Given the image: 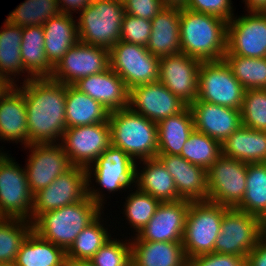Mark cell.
I'll return each mask as SVG.
<instances>
[{"mask_svg": "<svg viewBox=\"0 0 266 266\" xmlns=\"http://www.w3.org/2000/svg\"><path fill=\"white\" fill-rule=\"evenodd\" d=\"M21 83L15 86L25 100L28 141L60 143L66 129V85L51 78H31Z\"/></svg>", "mask_w": 266, "mask_h": 266, "instance_id": "6da1fadb", "label": "cell"}, {"mask_svg": "<svg viewBox=\"0 0 266 266\" xmlns=\"http://www.w3.org/2000/svg\"><path fill=\"white\" fill-rule=\"evenodd\" d=\"M227 23L217 16L180 8L181 52L201 62L223 60Z\"/></svg>", "mask_w": 266, "mask_h": 266, "instance_id": "7a4b0ae2", "label": "cell"}, {"mask_svg": "<svg viewBox=\"0 0 266 266\" xmlns=\"http://www.w3.org/2000/svg\"><path fill=\"white\" fill-rule=\"evenodd\" d=\"M111 145L122 149L135 162L157 158L158 126L129 107L111 111L108 119Z\"/></svg>", "mask_w": 266, "mask_h": 266, "instance_id": "3957f363", "label": "cell"}, {"mask_svg": "<svg viewBox=\"0 0 266 266\" xmlns=\"http://www.w3.org/2000/svg\"><path fill=\"white\" fill-rule=\"evenodd\" d=\"M136 174L137 162L122 149L110 145L93 164L86 168L87 196L103 209L106 199L104 189L109 194L135 189L137 188ZM93 179L96 185L101 186L96 190L91 185Z\"/></svg>", "mask_w": 266, "mask_h": 266, "instance_id": "277c9868", "label": "cell"}, {"mask_svg": "<svg viewBox=\"0 0 266 266\" xmlns=\"http://www.w3.org/2000/svg\"><path fill=\"white\" fill-rule=\"evenodd\" d=\"M104 210L88 196L82 201L41 214L32 224L43 239L67 251L78 234Z\"/></svg>", "mask_w": 266, "mask_h": 266, "instance_id": "5b68a950", "label": "cell"}, {"mask_svg": "<svg viewBox=\"0 0 266 266\" xmlns=\"http://www.w3.org/2000/svg\"><path fill=\"white\" fill-rule=\"evenodd\" d=\"M123 0L90 2L77 19L79 42L110 49L121 39Z\"/></svg>", "mask_w": 266, "mask_h": 266, "instance_id": "8992f818", "label": "cell"}, {"mask_svg": "<svg viewBox=\"0 0 266 266\" xmlns=\"http://www.w3.org/2000/svg\"><path fill=\"white\" fill-rule=\"evenodd\" d=\"M227 209L228 207L210 201L190 203L182 239L188 261L198 255L214 252Z\"/></svg>", "mask_w": 266, "mask_h": 266, "instance_id": "52a82bcc", "label": "cell"}, {"mask_svg": "<svg viewBox=\"0 0 266 266\" xmlns=\"http://www.w3.org/2000/svg\"><path fill=\"white\" fill-rule=\"evenodd\" d=\"M0 149V216L32 222L33 194L25 168Z\"/></svg>", "mask_w": 266, "mask_h": 266, "instance_id": "ba28073f", "label": "cell"}, {"mask_svg": "<svg viewBox=\"0 0 266 266\" xmlns=\"http://www.w3.org/2000/svg\"><path fill=\"white\" fill-rule=\"evenodd\" d=\"M110 68L130 90L136 86L158 82L160 58L145 46L119 41L109 49Z\"/></svg>", "mask_w": 266, "mask_h": 266, "instance_id": "9c48e42d", "label": "cell"}, {"mask_svg": "<svg viewBox=\"0 0 266 266\" xmlns=\"http://www.w3.org/2000/svg\"><path fill=\"white\" fill-rule=\"evenodd\" d=\"M244 92L224 60L200 63L198 100L241 110Z\"/></svg>", "mask_w": 266, "mask_h": 266, "instance_id": "30bf717a", "label": "cell"}, {"mask_svg": "<svg viewBox=\"0 0 266 266\" xmlns=\"http://www.w3.org/2000/svg\"><path fill=\"white\" fill-rule=\"evenodd\" d=\"M262 236L263 221L260 218L228 208L222 218L214 252L247 257Z\"/></svg>", "mask_w": 266, "mask_h": 266, "instance_id": "8fae6325", "label": "cell"}, {"mask_svg": "<svg viewBox=\"0 0 266 266\" xmlns=\"http://www.w3.org/2000/svg\"><path fill=\"white\" fill-rule=\"evenodd\" d=\"M247 163L221 155L207 170L208 201L236 208L246 191Z\"/></svg>", "mask_w": 266, "mask_h": 266, "instance_id": "7c38bea8", "label": "cell"}, {"mask_svg": "<svg viewBox=\"0 0 266 266\" xmlns=\"http://www.w3.org/2000/svg\"><path fill=\"white\" fill-rule=\"evenodd\" d=\"M87 196L86 168L72 166L33 195L32 223L43 213L82 201Z\"/></svg>", "mask_w": 266, "mask_h": 266, "instance_id": "4fadbf2b", "label": "cell"}, {"mask_svg": "<svg viewBox=\"0 0 266 266\" xmlns=\"http://www.w3.org/2000/svg\"><path fill=\"white\" fill-rule=\"evenodd\" d=\"M60 144L72 166L87 168L111 145L109 122L66 128Z\"/></svg>", "mask_w": 266, "mask_h": 266, "instance_id": "5bb4252c", "label": "cell"}, {"mask_svg": "<svg viewBox=\"0 0 266 266\" xmlns=\"http://www.w3.org/2000/svg\"><path fill=\"white\" fill-rule=\"evenodd\" d=\"M224 55L266 57V12H247L228 21Z\"/></svg>", "mask_w": 266, "mask_h": 266, "instance_id": "9a60e30c", "label": "cell"}, {"mask_svg": "<svg viewBox=\"0 0 266 266\" xmlns=\"http://www.w3.org/2000/svg\"><path fill=\"white\" fill-rule=\"evenodd\" d=\"M109 67V49L78 42L54 67L50 78L64 85H73L79 79L99 74Z\"/></svg>", "mask_w": 266, "mask_h": 266, "instance_id": "2e32d148", "label": "cell"}, {"mask_svg": "<svg viewBox=\"0 0 266 266\" xmlns=\"http://www.w3.org/2000/svg\"><path fill=\"white\" fill-rule=\"evenodd\" d=\"M27 148L31 153L27 155L25 170L33 195L72 167L60 143H35L25 146Z\"/></svg>", "mask_w": 266, "mask_h": 266, "instance_id": "e0dca14e", "label": "cell"}, {"mask_svg": "<svg viewBox=\"0 0 266 266\" xmlns=\"http://www.w3.org/2000/svg\"><path fill=\"white\" fill-rule=\"evenodd\" d=\"M200 63L182 52L161 57L158 81L189 106L197 99Z\"/></svg>", "mask_w": 266, "mask_h": 266, "instance_id": "ac0fdd59", "label": "cell"}, {"mask_svg": "<svg viewBox=\"0 0 266 266\" xmlns=\"http://www.w3.org/2000/svg\"><path fill=\"white\" fill-rule=\"evenodd\" d=\"M190 201L161 202L147 225L130 241L182 242Z\"/></svg>", "mask_w": 266, "mask_h": 266, "instance_id": "d6986e66", "label": "cell"}, {"mask_svg": "<svg viewBox=\"0 0 266 266\" xmlns=\"http://www.w3.org/2000/svg\"><path fill=\"white\" fill-rule=\"evenodd\" d=\"M186 106L159 81L129 90V108L156 123L181 112Z\"/></svg>", "mask_w": 266, "mask_h": 266, "instance_id": "ffe728a7", "label": "cell"}, {"mask_svg": "<svg viewBox=\"0 0 266 266\" xmlns=\"http://www.w3.org/2000/svg\"><path fill=\"white\" fill-rule=\"evenodd\" d=\"M189 108L194 130L204 133L221 144L242 125L241 111L196 99Z\"/></svg>", "mask_w": 266, "mask_h": 266, "instance_id": "44dd1931", "label": "cell"}, {"mask_svg": "<svg viewBox=\"0 0 266 266\" xmlns=\"http://www.w3.org/2000/svg\"><path fill=\"white\" fill-rule=\"evenodd\" d=\"M174 178L180 200L208 201L207 170L188 162L180 155L157 154Z\"/></svg>", "mask_w": 266, "mask_h": 266, "instance_id": "7402d4cb", "label": "cell"}, {"mask_svg": "<svg viewBox=\"0 0 266 266\" xmlns=\"http://www.w3.org/2000/svg\"><path fill=\"white\" fill-rule=\"evenodd\" d=\"M73 85L101 103L109 112L129 107V89L110 67L99 74L83 77Z\"/></svg>", "mask_w": 266, "mask_h": 266, "instance_id": "603a6c76", "label": "cell"}, {"mask_svg": "<svg viewBox=\"0 0 266 266\" xmlns=\"http://www.w3.org/2000/svg\"><path fill=\"white\" fill-rule=\"evenodd\" d=\"M27 109L22 92L13 85L0 97V141L29 146Z\"/></svg>", "mask_w": 266, "mask_h": 266, "instance_id": "cb8c5ba5", "label": "cell"}, {"mask_svg": "<svg viewBox=\"0 0 266 266\" xmlns=\"http://www.w3.org/2000/svg\"><path fill=\"white\" fill-rule=\"evenodd\" d=\"M151 35L146 46L154 56L161 58L181 52L180 8L165 6L151 20Z\"/></svg>", "mask_w": 266, "mask_h": 266, "instance_id": "d4e9b609", "label": "cell"}, {"mask_svg": "<svg viewBox=\"0 0 266 266\" xmlns=\"http://www.w3.org/2000/svg\"><path fill=\"white\" fill-rule=\"evenodd\" d=\"M77 20L72 14L61 13L43 24L44 50L55 67L67 51L79 42Z\"/></svg>", "mask_w": 266, "mask_h": 266, "instance_id": "484cf974", "label": "cell"}, {"mask_svg": "<svg viewBox=\"0 0 266 266\" xmlns=\"http://www.w3.org/2000/svg\"><path fill=\"white\" fill-rule=\"evenodd\" d=\"M132 266H188L182 242L130 241Z\"/></svg>", "mask_w": 266, "mask_h": 266, "instance_id": "4316f807", "label": "cell"}, {"mask_svg": "<svg viewBox=\"0 0 266 266\" xmlns=\"http://www.w3.org/2000/svg\"><path fill=\"white\" fill-rule=\"evenodd\" d=\"M222 155L246 163H266V131L241 125L222 144Z\"/></svg>", "mask_w": 266, "mask_h": 266, "instance_id": "83f0119b", "label": "cell"}, {"mask_svg": "<svg viewBox=\"0 0 266 266\" xmlns=\"http://www.w3.org/2000/svg\"><path fill=\"white\" fill-rule=\"evenodd\" d=\"M43 25L22 28L21 60L25 75L24 81L31 78H50L54 67L49 63L44 50Z\"/></svg>", "mask_w": 266, "mask_h": 266, "instance_id": "f1b7e54d", "label": "cell"}, {"mask_svg": "<svg viewBox=\"0 0 266 266\" xmlns=\"http://www.w3.org/2000/svg\"><path fill=\"white\" fill-rule=\"evenodd\" d=\"M139 162V163H138ZM137 162V189L161 202L180 200L174 178L158 158ZM143 162V163H142ZM143 164L140 170L139 164Z\"/></svg>", "mask_w": 266, "mask_h": 266, "instance_id": "f546056e", "label": "cell"}, {"mask_svg": "<svg viewBox=\"0 0 266 266\" xmlns=\"http://www.w3.org/2000/svg\"><path fill=\"white\" fill-rule=\"evenodd\" d=\"M109 111L74 85H66V128L108 122Z\"/></svg>", "mask_w": 266, "mask_h": 266, "instance_id": "4dcf8cb0", "label": "cell"}, {"mask_svg": "<svg viewBox=\"0 0 266 266\" xmlns=\"http://www.w3.org/2000/svg\"><path fill=\"white\" fill-rule=\"evenodd\" d=\"M157 126V154L180 155L185 142L194 130L193 115L189 106L173 116L160 120Z\"/></svg>", "mask_w": 266, "mask_h": 266, "instance_id": "1f68e13d", "label": "cell"}, {"mask_svg": "<svg viewBox=\"0 0 266 266\" xmlns=\"http://www.w3.org/2000/svg\"><path fill=\"white\" fill-rule=\"evenodd\" d=\"M13 266H68L66 251L32 230L22 243Z\"/></svg>", "mask_w": 266, "mask_h": 266, "instance_id": "d6a6232c", "label": "cell"}, {"mask_svg": "<svg viewBox=\"0 0 266 266\" xmlns=\"http://www.w3.org/2000/svg\"><path fill=\"white\" fill-rule=\"evenodd\" d=\"M21 43L22 27L10 24L5 19L0 30V75L12 85H16L17 75L19 77L25 74L21 60Z\"/></svg>", "mask_w": 266, "mask_h": 266, "instance_id": "836d02e7", "label": "cell"}, {"mask_svg": "<svg viewBox=\"0 0 266 266\" xmlns=\"http://www.w3.org/2000/svg\"><path fill=\"white\" fill-rule=\"evenodd\" d=\"M246 191L236 209L266 219V163H247Z\"/></svg>", "mask_w": 266, "mask_h": 266, "instance_id": "e575fe53", "label": "cell"}, {"mask_svg": "<svg viewBox=\"0 0 266 266\" xmlns=\"http://www.w3.org/2000/svg\"><path fill=\"white\" fill-rule=\"evenodd\" d=\"M102 214H104V211L78 234L73 244L66 251L67 260H90L112 237L110 231L108 232L109 228L103 224L106 218H103Z\"/></svg>", "mask_w": 266, "mask_h": 266, "instance_id": "d590c367", "label": "cell"}, {"mask_svg": "<svg viewBox=\"0 0 266 266\" xmlns=\"http://www.w3.org/2000/svg\"><path fill=\"white\" fill-rule=\"evenodd\" d=\"M32 230L33 224L29 220L0 219V263L14 264L22 243Z\"/></svg>", "mask_w": 266, "mask_h": 266, "instance_id": "8d00e7d4", "label": "cell"}, {"mask_svg": "<svg viewBox=\"0 0 266 266\" xmlns=\"http://www.w3.org/2000/svg\"><path fill=\"white\" fill-rule=\"evenodd\" d=\"M61 13L58 0H25L8 14L6 20L10 24L25 28L43 25Z\"/></svg>", "mask_w": 266, "mask_h": 266, "instance_id": "74e56055", "label": "cell"}, {"mask_svg": "<svg viewBox=\"0 0 266 266\" xmlns=\"http://www.w3.org/2000/svg\"><path fill=\"white\" fill-rule=\"evenodd\" d=\"M223 60L245 90L266 89V57L249 58L224 55Z\"/></svg>", "mask_w": 266, "mask_h": 266, "instance_id": "f35d334b", "label": "cell"}, {"mask_svg": "<svg viewBox=\"0 0 266 266\" xmlns=\"http://www.w3.org/2000/svg\"><path fill=\"white\" fill-rule=\"evenodd\" d=\"M222 155L221 143L210 136L193 130L185 142L180 156L206 170Z\"/></svg>", "mask_w": 266, "mask_h": 266, "instance_id": "ab89813d", "label": "cell"}, {"mask_svg": "<svg viewBox=\"0 0 266 266\" xmlns=\"http://www.w3.org/2000/svg\"><path fill=\"white\" fill-rule=\"evenodd\" d=\"M133 190L125 197L123 214L130 228L138 234L151 220L161 201L137 188Z\"/></svg>", "mask_w": 266, "mask_h": 266, "instance_id": "60d3db41", "label": "cell"}, {"mask_svg": "<svg viewBox=\"0 0 266 266\" xmlns=\"http://www.w3.org/2000/svg\"><path fill=\"white\" fill-rule=\"evenodd\" d=\"M242 125L266 131V89H247L241 107Z\"/></svg>", "mask_w": 266, "mask_h": 266, "instance_id": "b9f144b4", "label": "cell"}, {"mask_svg": "<svg viewBox=\"0 0 266 266\" xmlns=\"http://www.w3.org/2000/svg\"><path fill=\"white\" fill-rule=\"evenodd\" d=\"M90 261L95 266H132L130 237L125 241L111 237Z\"/></svg>", "mask_w": 266, "mask_h": 266, "instance_id": "7bdbcfd3", "label": "cell"}, {"mask_svg": "<svg viewBox=\"0 0 266 266\" xmlns=\"http://www.w3.org/2000/svg\"><path fill=\"white\" fill-rule=\"evenodd\" d=\"M151 20L125 14L121 28V41L147 46L151 35Z\"/></svg>", "mask_w": 266, "mask_h": 266, "instance_id": "ee69618b", "label": "cell"}, {"mask_svg": "<svg viewBox=\"0 0 266 266\" xmlns=\"http://www.w3.org/2000/svg\"><path fill=\"white\" fill-rule=\"evenodd\" d=\"M232 5V0H187L184 8L198 13L217 16L228 22L235 16Z\"/></svg>", "mask_w": 266, "mask_h": 266, "instance_id": "f6af8a7d", "label": "cell"}, {"mask_svg": "<svg viewBox=\"0 0 266 266\" xmlns=\"http://www.w3.org/2000/svg\"><path fill=\"white\" fill-rule=\"evenodd\" d=\"M188 266H247V257L212 252L190 259Z\"/></svg>", "mask_w": 266, "mask_h": 266, "instance_id": "bcb514c9", "label": "cell"}, {"mask_svg": "<svg viewBox=\"0 0 266 266\" xmlns=\"http://www.w3.org/2000/svg\"><path fill=\"white\" fill-rule=\"evenodd\" d=\"M123 5L126 14L148 20H152L166 6L162 0H123Z\"/></svg>", "mask_w": 266, "mask_h": 266, "instance_id": "7dc6e473", "label": "cell"}, {"mask_svg": "<svg viewBox=\"0 0 266 266\" xmlns=\"http://www.w3.org/2000/svg\"><path fill=\"white\" fill-rule=\"evenodd\" d=\"M247 266H266V237L262 236L247 256Z\"/></svg>", "mask_w": 266, "mask_h": 266, "instance_id": "c3c4849f", "label": "cell"}, {"mask_svg": "<svg viewBox=\"0 0 266 266\" xmlns=\"http://www.w3.org/2000/svg\"><path fill=\"white\" fill-rule=\"evenodd\" d=\"M58 2L62 13L74 14L82 11L91 0H58Z\"/></svg>", "mask_w": 266, "mask_h": 266, "instance_id": "681fc988", "label": "cell"}, {"mask_svg": "<svg viewBox=\"0 0 266 266\" xmlns=\"http://www.w3.org/2000/svg\"><path fill=\"white\" fill-rule=\"evenodd\" d=\"M247 12H266V0H243Z\"/></svg>", "mask_w": 266, "mask_h": 266, "instance_id": "f907efd6", "label": "cell"}, {"mask_svg": "<svg viewBox=\"0 0 266 266\" xmlns=\"http://www.w3.org/2000/svg\"><path fill=\"white\" fill-rule=\"evenodd\" d=\"M162 2L166 6H171V7H185L187 4V0H162Z\"/></svg>", "mask_w": 266, "mask_h": 266, "instance_id": "816d5d0a", "label": "cell"}, {"mask_svg": "<svg viewBox=\"0 0 266 266\" xmlns=\"http://www.w3.org/2000/svg\"><path fill=\"white\" fill-rule=\"evenodd\" d=\"M13 85L0 75V97Z\"/></svg>", "mask_w": 266, "mask_h": 266, "instance_id": "f5cc1de1", "label": "cell"}, {"mask_svg": "<svg viewBox=\"0 0 266 266\" xmlns=\"http://www.w3.org/2000/svg\"><path fill=\"white\" fill-rule=\"evenodd\" d=\"M68 266H95L90 260H67Z\"/></svg>", "mask_w": 266, "mask_h": 266, "instance_id": "db71d44e", "label": "cell"}, {"mask_svg": "<svg viewBox=\"0 0 266 266\" xmlns=\"http://www.w3.org/2000/svg\"><path fill=\"white\" fill-rule=\"evenodd\" d=\"M263 236L266 237V219L263 221Z\"/></svg>", "mask_w": 266, "mask_h": 266, "instance_id": "11a10c76", "label": "cell"}, {"mask_svg": "<svg viewBox=\"0 0 266 266\" xmlns=\"http://www.w3.org/2000/svg\"><path fill=\"white\" fill-rule=\"evenodd\" d=\"M0 266H13V265L6 264V263H0Z\"/></svg>", "mask_w": 266, "mask_h": 266, "instance_id": "9f6ffc18", "label": "cell"}, {"mask_svg": "<svg viewBox=\"0 0 266 266\" xmlns=\"http://www.w3.org/2000/svg\"><path fill=\"white\" fill-rule=\"evenodd\" d=\"M106 1V0H91V2Z\"/></svg>", "mask_w": 266, "mask_h": 266, "instance_id": "6f0895ef", "label": "cell"}]
</instances>
